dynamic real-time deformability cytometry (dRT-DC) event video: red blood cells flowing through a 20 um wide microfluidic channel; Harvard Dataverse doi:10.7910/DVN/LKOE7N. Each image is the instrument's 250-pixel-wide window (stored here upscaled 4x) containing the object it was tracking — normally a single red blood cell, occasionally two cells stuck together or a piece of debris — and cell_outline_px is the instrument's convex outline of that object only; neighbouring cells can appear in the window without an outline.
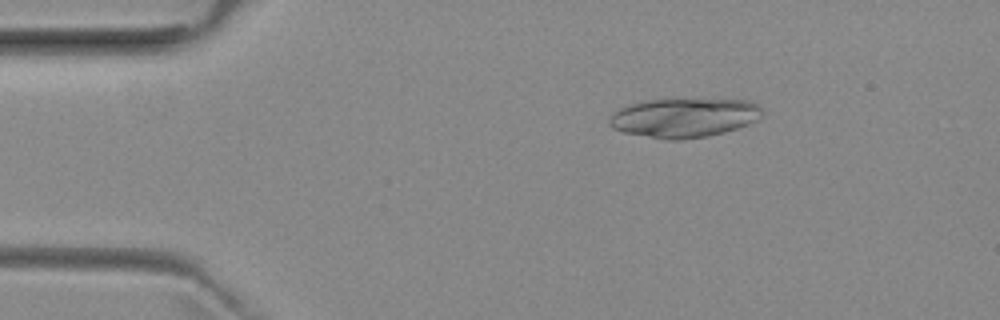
{"species": "common noctule bat (a hibernating species)", "species_latin": "Nyctalus noctula", "temperature_condition": "room temperature", "stored_images_in_passage": 51, "camera_frame_rate_fps": 3000, "um_per_image_px": 0.085, "animal": {"sex": "female", "body_mass_g": 29.2, "forearm_length_mm": 56.3}, "frame": {"image": 1, "passage_image": 8, "time_ms": 2.333, "image_size_px": [1000, 320], "cell_outline_px": [[760, 116], [756, 120], [748, 124], [724, 132], [708, 136], [680, 140], [668, 140], [624, 132], [612, 128], [608, 124], [608, 120], [612, 112], [620, 108], [632, 104], [648, 100], [752, 100], [760, 104]], "centroid_in_image_um": [58.13, 10.01], "position_along_channel_um": 26.9, "area_um2": 34.62}}